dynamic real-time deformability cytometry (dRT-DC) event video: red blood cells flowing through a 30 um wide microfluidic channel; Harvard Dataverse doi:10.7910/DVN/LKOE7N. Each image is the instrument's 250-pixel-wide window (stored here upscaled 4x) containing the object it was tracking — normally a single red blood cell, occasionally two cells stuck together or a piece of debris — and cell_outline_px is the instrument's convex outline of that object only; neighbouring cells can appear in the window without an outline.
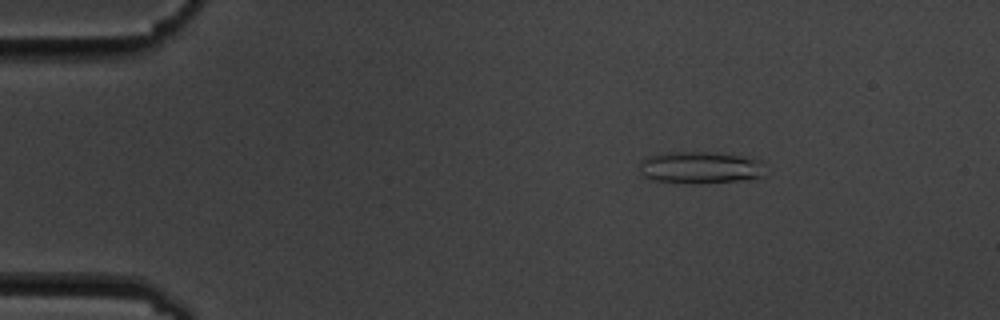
{"species": "common noctule bat (a hibernating species)", "species_latin": "Nyctalus noctula", "temperature_condition": "cold", "stored_images_in_passage": 5, "camera_frame_rate_fps": 3000, "um_per_image_px": 0.085, "animal": {"sex": "male", "body_mass_g": 19.5, "forearm_length_mm": 54.6}, "frame": {"image": 1, "passage_image": 2, "time_ms": 1.0, "image_size_px": [1000, 320], "cell_outline_px": [[764, 176], [736, 180], [656, 180], [644, 176], [640, 172], [640, 160], [648, 156], [668, 152], [704, 152], [740, 156], [764, 160]], "centroid_in_image_um": [59.54, 14.17], "position_along_channel_um": 25.5, "area_um2": 22.14}}
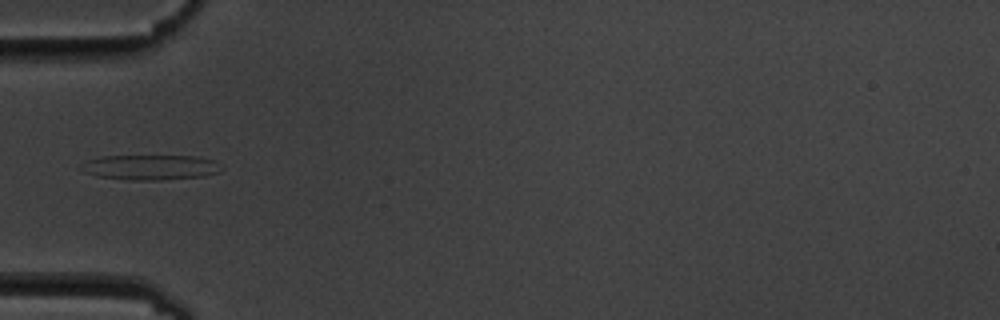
{"frame": {"image": 2, "passage_image": 5, "time_ms": 4.333, "image_size_px": [1000, 320], "cell_outline_px": [[224, 168], [220, 172], [204, 176], [160, 180], [128, 180], [96, 176], [84, 172], [80, 168], [80, 164], [88, 160], [100, 156], [196, 156], [216, 160]], "centroid_in_image_um": [12.81, 14.22], "position_along_channel_um": 72.2, "area_um2": 20.81}}